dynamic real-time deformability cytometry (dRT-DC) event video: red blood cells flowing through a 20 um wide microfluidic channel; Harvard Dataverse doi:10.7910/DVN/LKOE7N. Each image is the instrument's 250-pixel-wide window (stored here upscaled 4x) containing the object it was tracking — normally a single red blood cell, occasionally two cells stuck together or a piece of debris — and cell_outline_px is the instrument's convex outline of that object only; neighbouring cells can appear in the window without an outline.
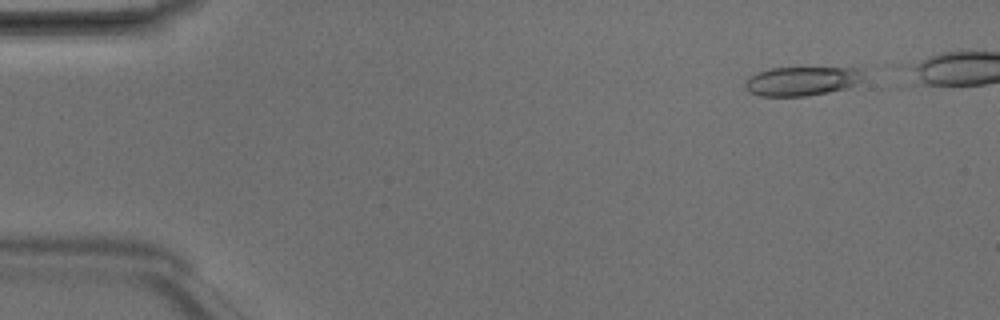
{"species": "Egyptian fruit bat (a non-hibernating species)", "species_latin": "Rousettus aegyptiacus", "temperature_condition": "room temperature", "stored_images_in_passage": 7, "camera_frame_rate_fps": 3000, "um_per_image_px": 0.085, "animal": {"sex": "male"}, "frame": {"image": 1, "passage_image": 1, "time_ms": 0.0, "image_size_px": [1000, 320], "cell_outline_px": [[864, 76], [860, 80], [844, 88], [828, 92], [804, 96], [760, 96], [748, 92], [744, 88], [744, 80], [756, 72], [768, 68], [864, 68]], "centroid_in_image_um": [68.08, 6.88], "position_along_channel_um": 16.9, "area_um2": 20.11}}
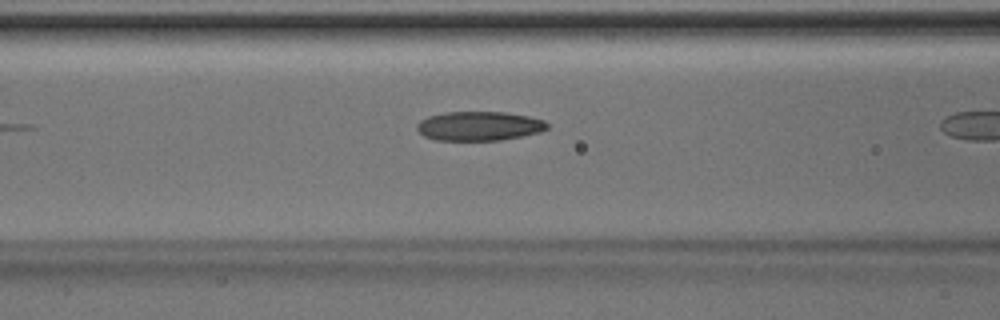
{"frame": {"image": 2, "passage_image": 6, "time_ms": 1.667, "image_size_px": [1000, 320], "cell_outline_px": [[548, 128], [540, 132], [500, 140], [436, 140], [424, 136], [416, 128], [416, 124], [420, 120], [428, 116], [444, 112], [504, 112], [528, 116], [544, 120], [548, 124]], "centroid_in_image_um": [40.71, 10.71], "position_along_channel_um": 125.9, "area_um2": 22.14}}